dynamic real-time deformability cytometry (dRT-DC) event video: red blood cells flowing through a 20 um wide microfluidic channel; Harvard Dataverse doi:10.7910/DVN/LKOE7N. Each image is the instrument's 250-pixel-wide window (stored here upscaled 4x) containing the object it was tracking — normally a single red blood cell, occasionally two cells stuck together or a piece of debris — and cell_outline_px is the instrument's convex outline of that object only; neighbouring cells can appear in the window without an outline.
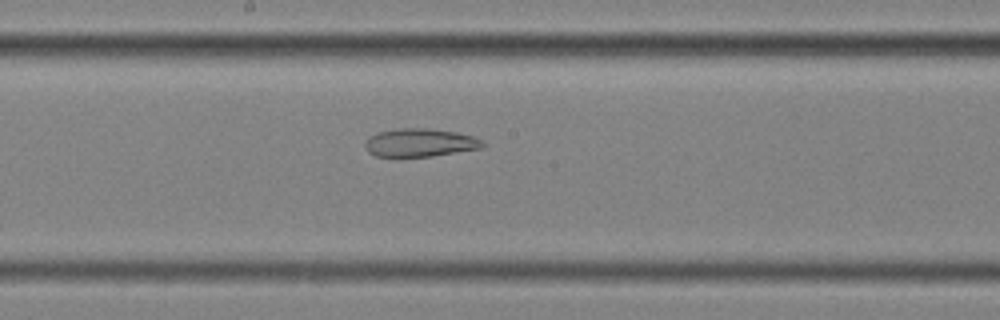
{"species": "common noctule bat (a hibernating species)", "species_latin": "Nyctalus noctula", "temperature_condition": "cold", "stored_images_in_passage": 57, "camera_frame_rate_fps": 3000, "um_per_image_px": 0.085, "animal": {"sex": "female", "body_mass_g": 25.1}, "frame": {"image": 1, "passage_image": 31, "time_ms": 10.0, "image_size_px": [1000, 320], "cell_outline_px": [[484, 148], [432, 156], [376, 156], [368, 152], [364, 144], [376, 132], [396, 128], [428, 128], [456, 132], [472, 136], [484, 140]], "centroid_in_image_um": [35.73, 12.12], "position_along_channel_um": 212.5, "area_um2": 19.31}}
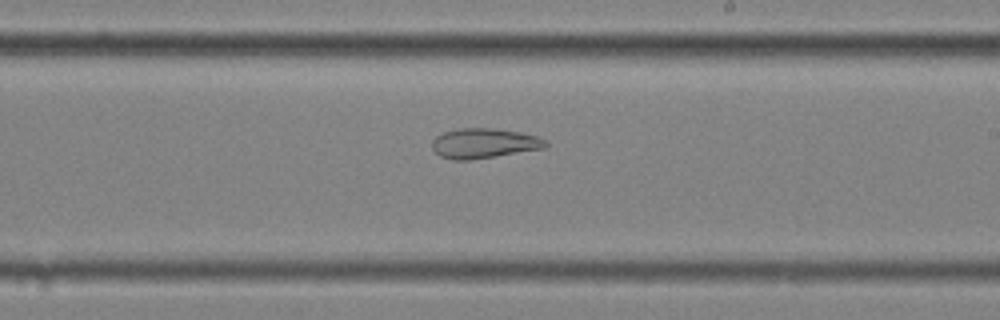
{"frame": {"image": 2, "passage_image": 34, "time_ms": 11.0, "image_size_px": [1000, 320], "cell_outline_px": [[548, 148], [468, 160], [452, 160], [440, 156], [432, 148], [432, 140], [436, 136], [444, 132], [460, 128], [492, 128], [520, 132], [536, 136], [548, 140]], "centroid_in_image_um": [41.17, 12.18], "position_along_channel_um": 247.8, "area_um2": 19.88}}
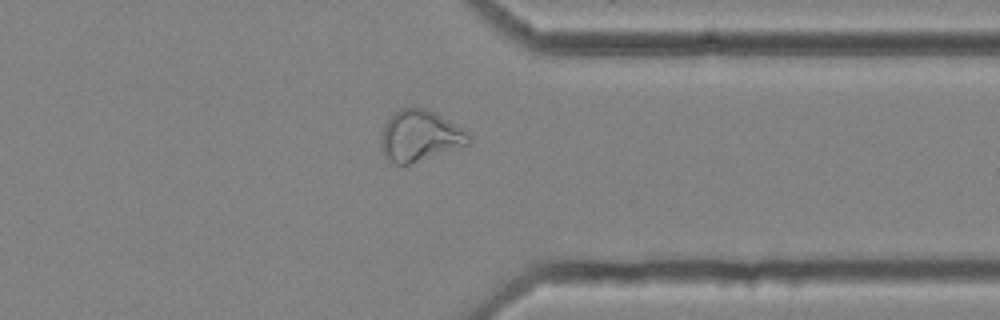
{"frame": {"image": 3, "passage_image": 45, "time_ms": 14.667, "image_size_px": [1000, 320], "cell_outline_px": [[472, 140], [468, 144], [408, 164], [396, 164], [388, 160], [384, 156], [380, 140], [384, 124], [400, 108], [424, 108], [440, 116], [468, 132]], "centroid_in_image_um": [35.66, 11.55], "position_along_channel_um": 375.7, "area_um2": 25.37}, "authors_computed_cell_mechanics": {"area_um2": 27.6862, "velocity_mm_per_s": 3.5414, "shape_relaxation_time_tau1_ms": null, "shape_relaxation_time_tau2_ms": 4.8098, "deformation_change_tau1": null, "deformation_change_tau2": 0.1328}}